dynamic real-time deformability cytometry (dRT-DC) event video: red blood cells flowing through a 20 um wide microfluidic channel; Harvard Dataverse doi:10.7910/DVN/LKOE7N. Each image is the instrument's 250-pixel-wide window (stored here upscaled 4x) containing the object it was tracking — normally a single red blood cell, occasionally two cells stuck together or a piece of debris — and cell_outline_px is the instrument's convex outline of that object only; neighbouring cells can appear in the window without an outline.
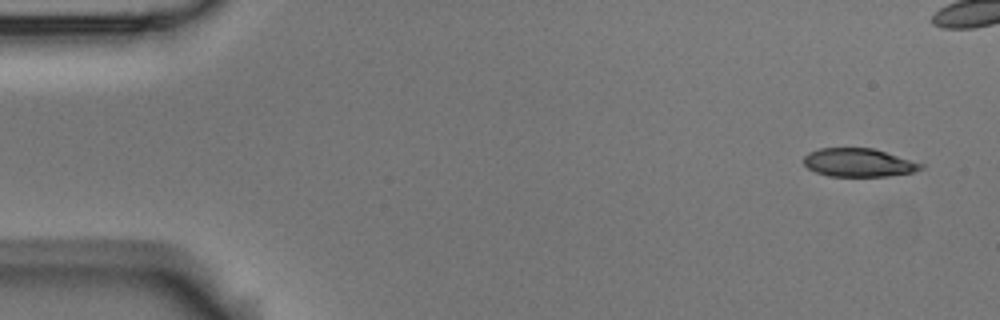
{"species": "Egyptian fruit bat (a non-hibernating species)", "species_latin": "Rousettus aegyptiacus", "temperature_condition": "room temperature", "stored_images_in_passage": 15, "camera_frame_rate_fps": 3000, "um_per_image_px": 0.085, "animal": {"sex": "male"}, "frame": {"image": 1, "passage_image": 1, "time_ms": 0.0, "image_size_px": [1000, 320], "cell_outline_px": [[924, 168], [912, 172], [888, 176], [828, 176], [816, 172], [808, 168], [804, 164], [804, 156], [808, 152], [820, 148], [872, 148], [924, 164]], "centroid_in_image_um": [72.96, 13.82], "position_along_channel_um": 12.0, "area_um2": 19.25}}
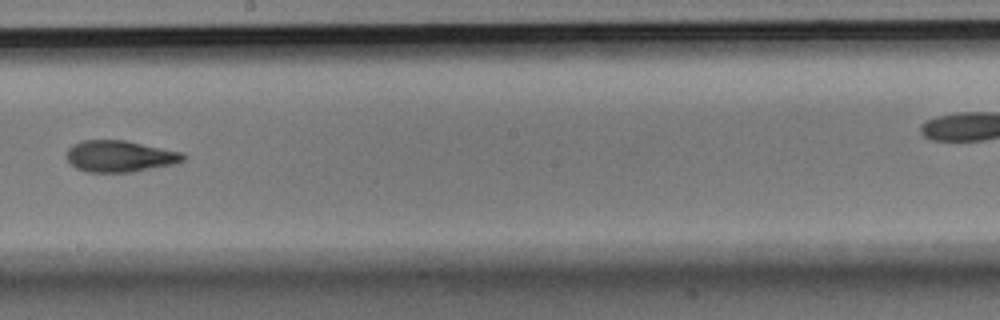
{"frame": {"image": 2, "passage_image": 8, "time_ms": 2.333, "image_size_px": [1000, 320], "cell_outline_px": [[184, 160], [176, 164], [132, 172], [88, 172], [76, 168], [68, 160], [68, 148], [72, 144], [80, 140], [124, 140], [180, 152], [184, 156]], "centroid_in_image_um": [10.17, 13.28], "position_along_channel_um": 238.0, "area_um2": 21.21}}
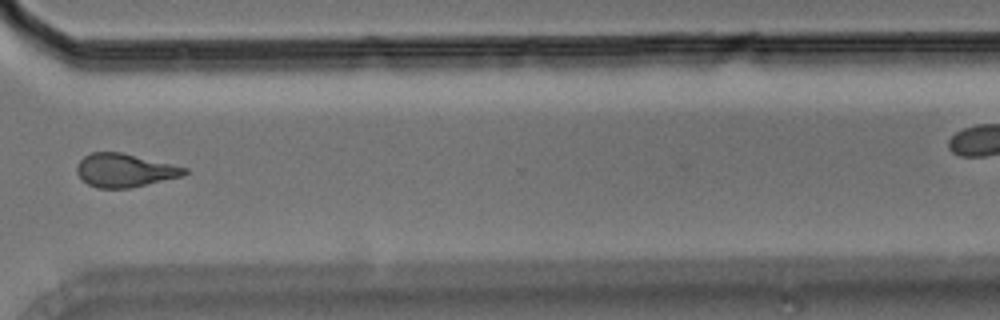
{"frame": {"image": 3, "passage_image": 11, "time_ms": 3.333, "image_size_px": [1000, 320], "cell_outline_px": [[188, 172], [184, 176], [128, 188], [96, 188], [88, 184], [76, 172], [76, 164], [84, 156], [92, 152], [120, 152], [188, 168]], "centroid_in_image_um": [10.59, 14.48], "position_along_channel_um": 360.0, "area_um2": 20.81}}